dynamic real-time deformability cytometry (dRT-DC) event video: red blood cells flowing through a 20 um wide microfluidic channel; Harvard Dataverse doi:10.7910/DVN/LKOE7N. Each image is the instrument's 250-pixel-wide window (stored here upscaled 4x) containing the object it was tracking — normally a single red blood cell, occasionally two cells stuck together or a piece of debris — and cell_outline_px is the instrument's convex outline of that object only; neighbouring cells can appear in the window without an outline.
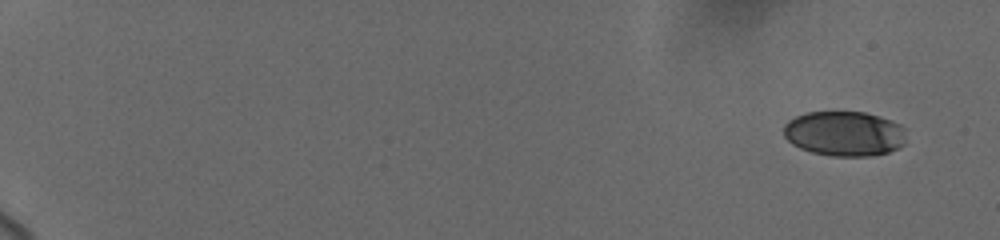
{"species": "human", "species_latin": "Homo sapiens", "temperature_condition": "cold", "stored_images_in_passage": 18, "camera_frame_rate_fps": 3000, "um_per_image_px": 0.085, "donor": {"sex": "female"}, "frame": {"image": 1, "passage_image": 1, "time_ms": 0.0, "image_size_px": [1000, 240], "cell_outline_px": [[904, 144], [900, 148], [888, 152], [872, 156], [832, 156], [812, 152], [800, 148], [792, 144], [784, 136], [784, 124], [788, 120], [804, 112], [864, 112], [892, 120], [900, 124], [904, 128]], "centroid_in_image_um": [71.77, 11.36], "position_along_channel_um": 13.2, "area_um2": 32.25}}
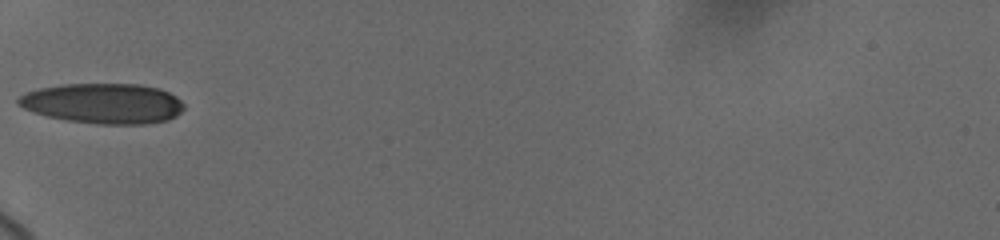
{"frame": {"image": 2, "passage_image": 8, "time_ms": 7.0, "image_size_px": [1000, 240], "cell_outline_px": [[184, 108], [176, 116], [168, 120], [148, 124], [96, 124], [68, 120], [48, 116], [24, 108], [16, 100], [20, 96], [28, 92], [40, 88], [60, 84], [140, 84], [160, 88], [176, 96], [184, 104]], "centroid_in_image_um": [8.83, 8.79], "position_along_channel_um": 76.2, "area_um2": 38.78}}
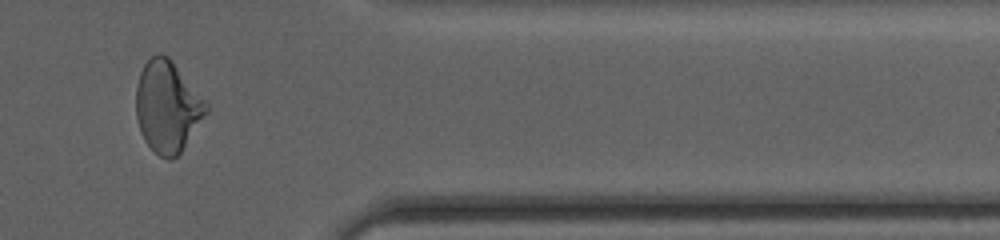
{"frame": {"image": 3, "passage_image": 16, "time_ms": 16.0, "image_size_px": [1000, 240], "cell_outline_px": [[208, 112], [180, 152], [172, 160], [168, 160], [160, 156], [144, 140], [140, 132], [136, 116], [136, 84], [140, 72], [144, 64], [156, 52], [160, 52], [168, 56], [172, 60], [208, 104]], "centroid_in_image_um": [14.21, 9.04], "position_along_channel_um": 397.2, "area_um2": 37.22}, "authors_computed_cell_mechanics": {"area_um2": 35.3447, "velocity_mm_per_s": 3.7021, "shape_relaxation_time_tau1_ms": 3.6734, "shape_relaxation_time_tau2_ms": 1.7798, "deformation_change_tau1": 0.146, "deformation_change_tau2": 0.0654}}